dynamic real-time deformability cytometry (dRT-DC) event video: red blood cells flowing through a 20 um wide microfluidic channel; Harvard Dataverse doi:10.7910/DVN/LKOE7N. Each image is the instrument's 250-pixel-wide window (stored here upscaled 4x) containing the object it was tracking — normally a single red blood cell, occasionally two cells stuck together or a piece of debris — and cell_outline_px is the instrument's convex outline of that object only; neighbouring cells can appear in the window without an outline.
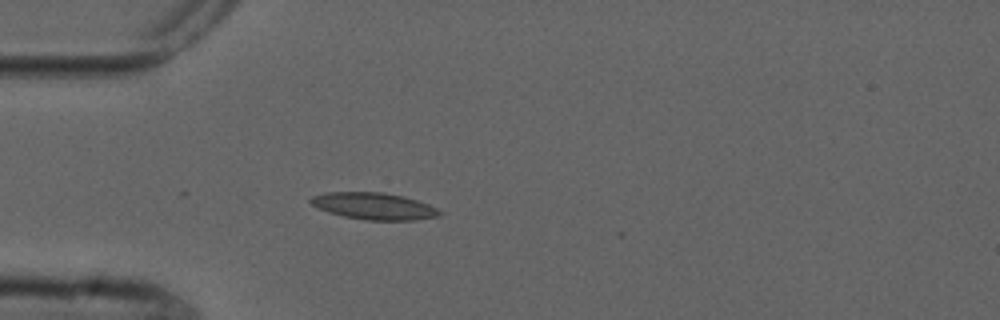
{"species": "common noctule bat (a hibernating species)", "species_latin": "Nyctalus noctula", "temperature_condition": "cold", "stored_images_in_passage": 5, "camera_frame_rate_fps": 3000, "um_per_image_px": 0.085, "animal": {"sex": "male", "forearm_length_mm": 52.5}, "frame": {"image": 1, "passage_image": 4, "time_ms": 3.333, "image_size_px": [1000, 320], "cell_outline_px": [[444, 212], [436, 216], [416, 220], [364, 220], [344, 216], [328, 212], [312, 204], [308, 200], [312, 196], [324, 192], [384, 192], [404, 196], [428, 204]], "centroid_in_image_um": [31.78, 17.51], "position_along_channel_um": 53.2, "area_um2": 20.11}}